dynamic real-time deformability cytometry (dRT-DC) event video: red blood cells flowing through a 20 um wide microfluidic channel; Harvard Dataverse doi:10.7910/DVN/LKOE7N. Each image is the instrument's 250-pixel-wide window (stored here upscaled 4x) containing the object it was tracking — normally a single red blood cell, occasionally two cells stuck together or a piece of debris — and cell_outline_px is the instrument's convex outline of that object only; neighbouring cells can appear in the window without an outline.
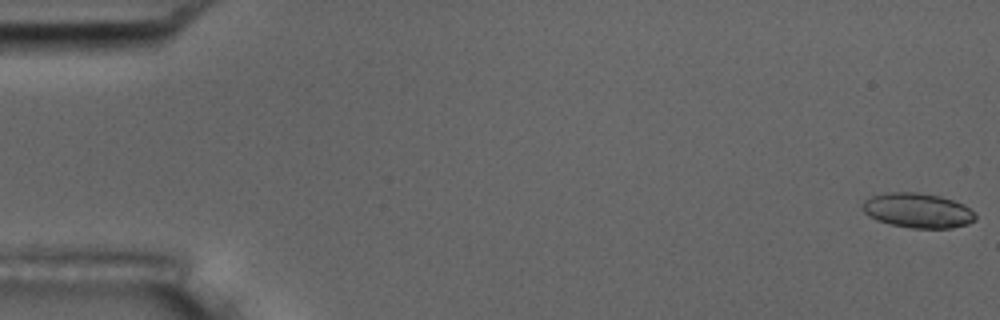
{"species": "common noctule bat (a hibernating species)", "species_latin": "Nyctalus noctula", "temperature_condition": "room temperature", "stored_images_in_passage": 15, "camera_frame_rate_fps": 3000, "um_per_image_px": 0.085, "animal": {"sex": "male", "body_mass_g": 17.5, "forearm_length_mm": 52.3}, "frame": {"image": 1, "passage_image": 1, "time_ms": 0.0, "image_size_px": [1000, 320], "cell_outline_px": [[976, 220], [968, 224], [952, 228], [912, 228], [888, 224], [876, 220], [868, 216], [864, 212], [864, 200], [872, 196], [888, 192], [920, 192], [940, 196], [964, 204], [976, 216]], "centroid_in_image_um": [78.01, 17.89], "position_along_channel_um": 7.0, "area_um2": 22.89}}
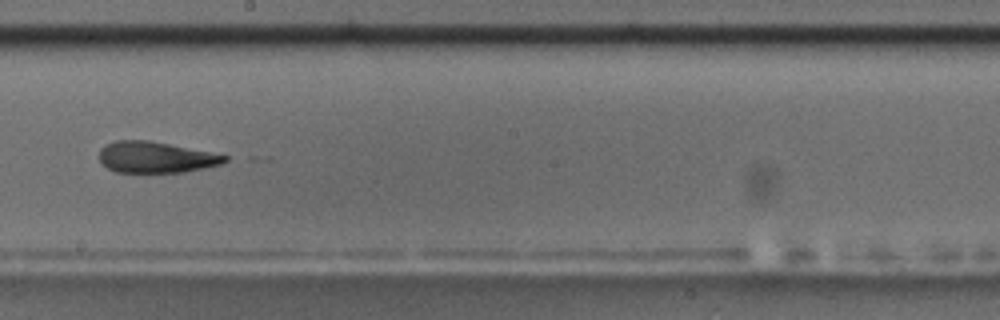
{"frame": {"image": 2, "passage_image": 9, "time_ms": 10.333, "image_size_px": [1000, 320], "cell_outline_px": [[228, 160], [220, 164], [204, 168], [184, 172], [116, 172], [100, 164], [100, 148], [104, 144], [116, 140], [148, 140], [228, 156]], "centroid_in_image_um": [13.18, 13.37], "position_along_channel_um": 235.0, "area_um2": 22.6}}
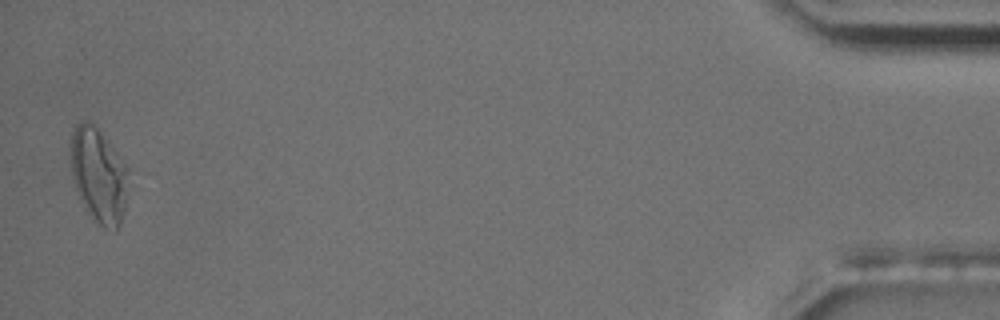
{"frame": {"image": 3, "passage_image": 15, "time_ms": 18.0, "image_size_px": [1000, 320], "cell_outline_px": [[128, 168], [124, 212], [120, 224], [116, 228], [104, 228], [88, 212], [80, 200], [72, 176], [72, 132], [76, 124], [84, 120], [88, 120], [100, 132]], "centroid_in_image_um": [8.38, 14.9], "position_along_channel_um": 426.8, "area_um2": 30.81}, "authors_computed_cell_mechanics": {"area_um2": 23.2356, "velocity_mm_per_s": 3.6577, "shape_relaxation_time_tau1_ms": 7.2161, "shape_relaxation_time_tau2_ms": 2.7468, "deformation_change_tau1": 0.1723, "deformation_change_tau2": 0.1214}}